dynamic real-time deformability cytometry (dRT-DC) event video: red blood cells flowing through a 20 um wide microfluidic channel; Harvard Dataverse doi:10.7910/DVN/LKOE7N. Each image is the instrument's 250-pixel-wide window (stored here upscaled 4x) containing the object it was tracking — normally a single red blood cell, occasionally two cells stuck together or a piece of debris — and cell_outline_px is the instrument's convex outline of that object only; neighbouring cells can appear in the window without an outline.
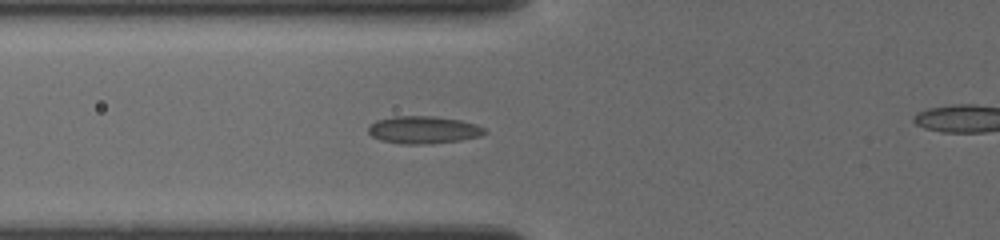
{"species": "common noctule bat (a hibernating species)", "species_latin": "Nyctalus noctula", "temperature_condition": "cold", "stored_images_in_passage": 25, "camera_frame_rate_fps": 3000, "um_per_image_px": 0.085, "animal": {"sex": "female", "body_mass_g": 19.5, "forearm_length_mm": 54.1}, "frame": {"image": 1, "passage_image": 10, "time_ms": 6.667, "image_size_px": [1000, 240], "cell_outline_px": [[488, 132], [480, 136], [460, 140], [432, 144], [400, 144], [380, 140], [372, 136], [368, 132], [368, 128], [376, 120], [392, 116], [432, 116], [460, 120], [476, 124], [484, 128]], "centroid_in_image_um": [35.99, 11.04], "position_along_channel_um": 89.8, "area_um2": 18.73}}
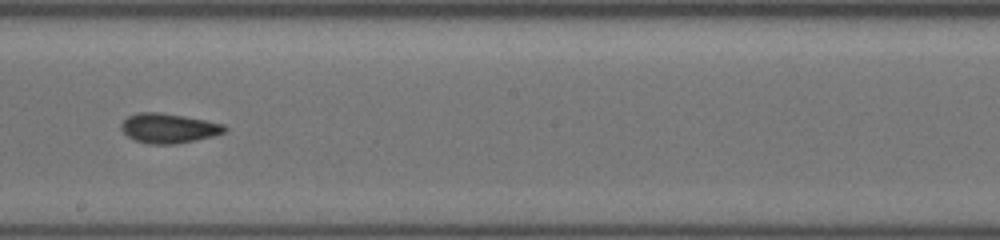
{"frame": {"image": 2, "passage_image": 17, "time_ms": 10.333, "image_size_px": [1000, 240], "cell_outline_px": [[228, 132], [216, 136], [176, 144], [148, 144], [132, 140], [120, 128], [120, 124], [128, 116], [140, 112], [160, 112], [204, 120], [224, 124], [228, 128]], "centroid_in_image_um": [14.35, 10.91], "position_along_channel_um": 233.8, "area_um2": 18.09}}
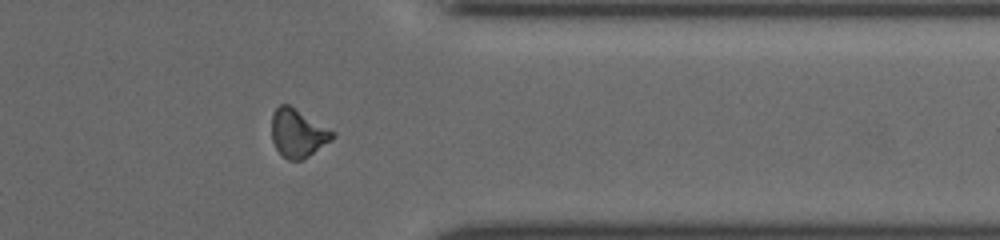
{"frame": {"image": 3, "passage_image": 22, "time_ms": 14.333, "image_size_px": [1000, 240], "cell_outline_px": [[336, 136], [332, 140], [308, 156], [300, 160], [288, 160], [276, 148], [272, 140], [272, 112], [280, 104], [288, 104], [336, 132]], "centroid_in_image_um": [25.33, 11.31], "position_along_channel_um": 386.1, "area_um2": 16.99}}